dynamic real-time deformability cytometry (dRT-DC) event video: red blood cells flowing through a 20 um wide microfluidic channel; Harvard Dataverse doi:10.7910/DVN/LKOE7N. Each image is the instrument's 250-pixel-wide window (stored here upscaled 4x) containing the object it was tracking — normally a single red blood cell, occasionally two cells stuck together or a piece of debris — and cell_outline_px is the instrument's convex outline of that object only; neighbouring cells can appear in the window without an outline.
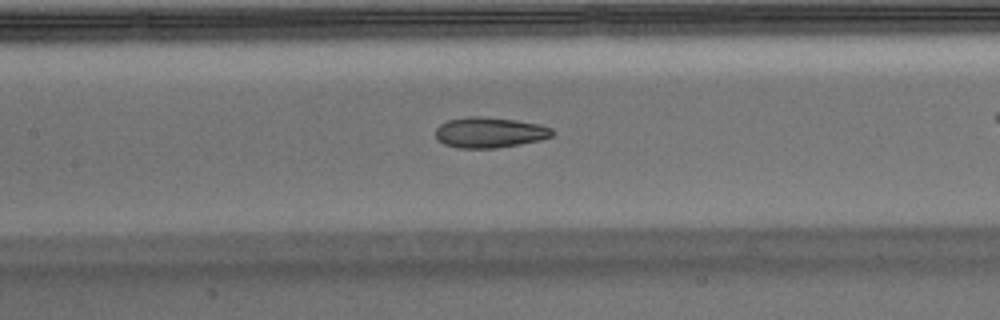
{"species": "Egyptian fruit bat (a non-hibernating species)", "species_latin": "Rousettus aegyptiacus", "temperature_condition": "warm", "stored_images_in_passage": 42, "camera_frame_rate_fps": 3000, "um_per_image_px": 0.085, "animal": {"sex": "male"}, "frame": {"image": 1, "passage_image": 24, "time_ms": 7.667, "image_size_px": [1000, 320], "cell_outline_px": [[556, 132], [552, 136], [540, 140], [520, 144], [496, 148], [460, 148], [444, 144], [436, 140], [436, 128], [440, 124], [448, 120], [468, 116], [484, 116], [516, 120], [540, 124], [552, 128]], "centroid_in_image_um": [41.62, 11.25], "position_along_channel_um": 165.8, "area_um2": 20.98}}